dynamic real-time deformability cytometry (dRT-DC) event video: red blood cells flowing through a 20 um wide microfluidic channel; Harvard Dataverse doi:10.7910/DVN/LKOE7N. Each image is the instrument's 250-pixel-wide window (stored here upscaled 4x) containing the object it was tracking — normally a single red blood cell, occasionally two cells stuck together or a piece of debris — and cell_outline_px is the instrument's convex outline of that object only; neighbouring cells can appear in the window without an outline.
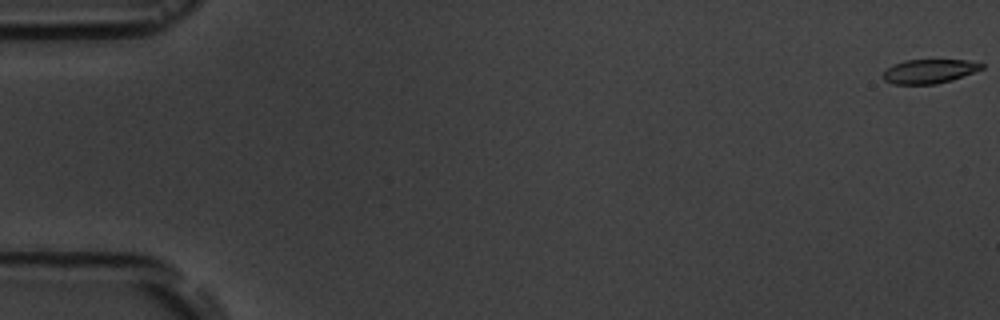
{"species": "common noctule bat (a hibernating species)", "species_latin": "Nyctalus noctula", "temperature_condition": "room temperature", "stored_images_in_passage": 17, "camera_frame_rate_fps": 3000, "um_per_image_px": 0.085, "animal": {"sex": "male", "body_mass_g": 19.5, "forearm_length_mm": 54.6}, "frame": {"image": 1, "passage_image": 1, "time_ms": 0.0, "image_size_px": [1000, 320], "cell_outline_px": [[984, 68], [952, 80], [936, 84], [892, 84], [884, 80], [884, 72], [888, 68], [904, 60], [968, 60], [984, 64]], "centroid_in_image_um": [79.01, 6.06], "position_along_channel_um": 6.0, "area_um2": 13.7}}
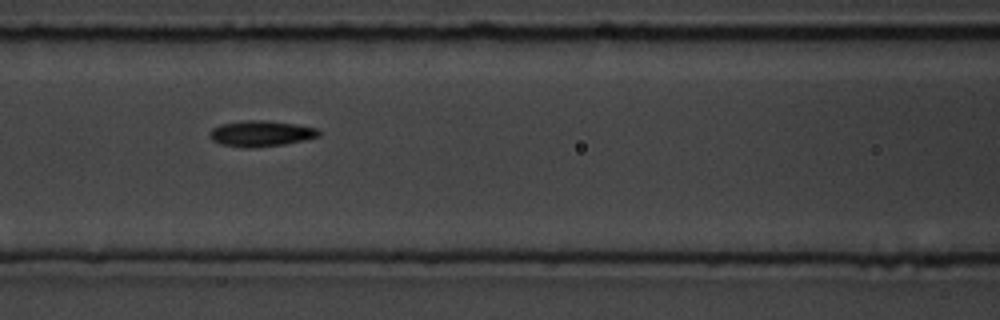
{"frame": {"image": 2, "passage_image": 8, "time_ms": 8.0, "image_size_px": [1000, 320], "cell_outline_px": [[320, 136], [304, 140], [284, 144], [256, 148], [244, 148], [220, 144], [212, 140], [208, 136], [208, 132], [212, 128], [220, 124], [244, 120], [264, 120], [292, 124], [316, 128], [320, 132]], "centroid_in_image_um": [22.11, 11.36], "position_along_channel_um": 144.5, "area_um2": 16.53}}
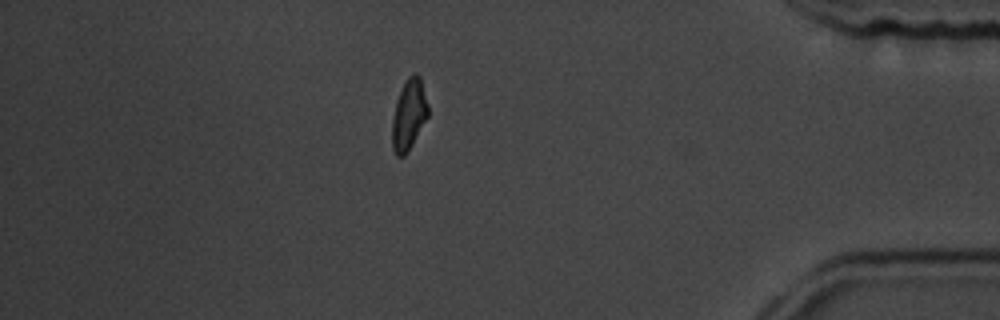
{"frame": {"image": 3, "passage_image": 15, "time_ms": 16.0, "image_size_px": [1000, 320], "cell_outline_px": [[428, 116], [408, 152], [404, 156], [396, 156], [392, 148], [392, 120], [396, 100], [408, 76], [412, 72], [416, 72], [420, 76], [428, 104]], "centroid_in_image_um": [34.75, 9.74], "position_along_channel_um": 400.4, "area_um2": 14.85}, "authors_computed_cell_mechanics": {"area_um2": 15.4326, "velocity_mm_per_s": 3.6903, "shape_relaxation_time_tau1_ms": 1.716, "shape_relaxation_time_tau2_ms": 1.0221, "deformation_change_tau1": 0.0899, "deformation_change_tau2": 0.0655}}